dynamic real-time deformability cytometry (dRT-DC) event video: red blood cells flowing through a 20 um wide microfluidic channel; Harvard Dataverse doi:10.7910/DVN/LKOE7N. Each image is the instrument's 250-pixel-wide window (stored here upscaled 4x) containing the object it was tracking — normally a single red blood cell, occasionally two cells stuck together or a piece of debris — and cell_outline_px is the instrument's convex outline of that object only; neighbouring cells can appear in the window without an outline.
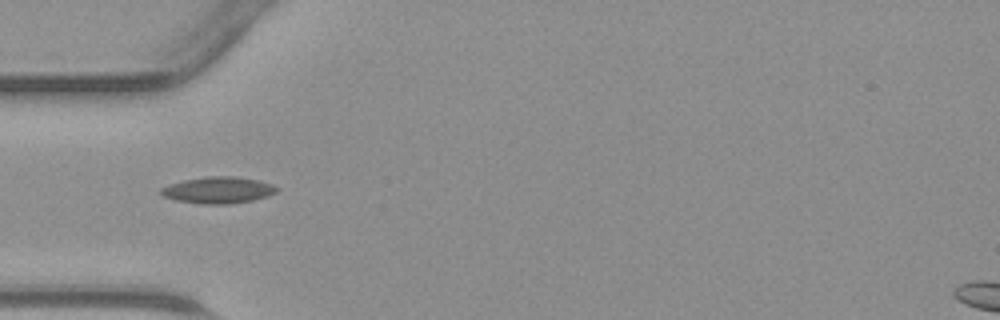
{"species": "common noctule bat (a hibernating species)", "species_latin": "Nyctalus noctula", "temperature_condition": "warm", "stored_images_in_passage": 34, "camera_frame_rate_fps": 3000, "um_per_image_px": 0.085, "animal": {"sex": "male", "body_mass_g": 23.1, "forearm_length_mm": 52.7}, "frame": {"image": 1, "passage_image": 3, "time_ms": 0.667, "image_size_px": [1000, 320], "cell_outline_px": [[280, 188], [276, 192], [268, 196], [252, 200], [228, 204], [200, 204], [176, 200], [164, 196], [160, 192], [160, 188], [168, 184], [184, 180], [208, 176], [236, 176], [256, 180], [272, 184]], "centroid_in_image_um": [18.54, 16.15], "position_along_channel_um": 66.5, "area_um2": 17.92}}
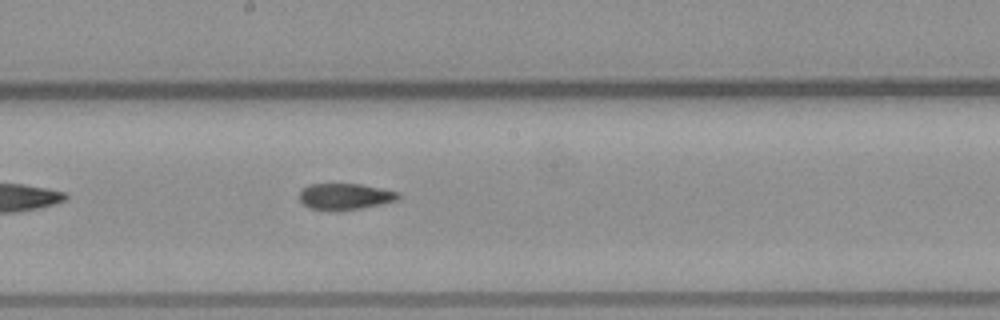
{"frame": {"image": 2, "passage_image": 13, "time_ms": 4.0, "image_size_px": [1000, 320], "cell_outline_px": [[400, 196], [396, 200], [380, 204], [360, 208], [312, 208], [304, 204], [300, 200], [300, 192], [308, 184], [360, 184], [400, 192]], "centroid_in_image_um": [29.36, 16.65], "position_along_channel_um": 218.8, "area_um2": 14.39}}
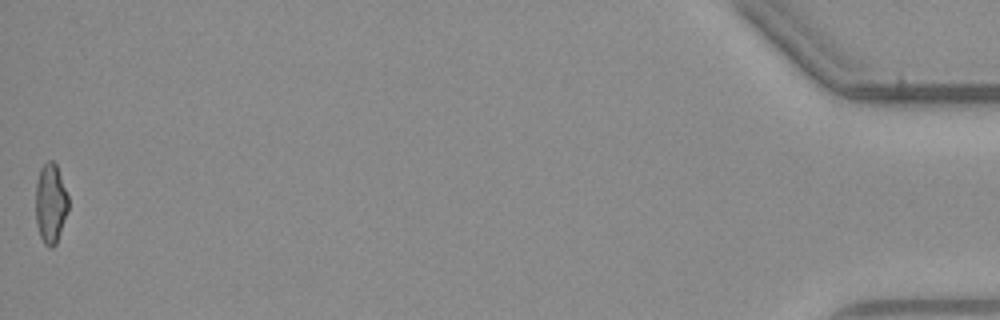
{"frame": {"image": 3, "passage_image": 34, "time_ms": 11.0, "image_size_px": [1000, 320], "cell_outline_px": [[68, 208], [56, 244], [52, 248], [48, 248], [44, 244], [40, 236], [36, 224], [36, 180], [40, 168], [48, 160], [52, 160], [56, 164], [68, 196]], "centroid_in_image_um": [4.28, 17.29], "position_along_channel_um": 430.9, "area_um2": 15.14}}